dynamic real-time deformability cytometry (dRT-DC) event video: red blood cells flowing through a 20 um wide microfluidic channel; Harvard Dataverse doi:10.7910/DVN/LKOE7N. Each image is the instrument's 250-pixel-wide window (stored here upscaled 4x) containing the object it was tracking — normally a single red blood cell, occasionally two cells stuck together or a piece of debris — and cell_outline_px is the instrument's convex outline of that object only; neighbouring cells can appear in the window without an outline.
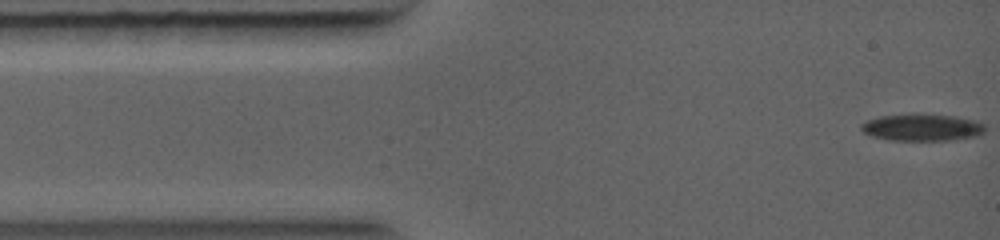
{"species": "common noctule bat (a hibernating species)", "species_latin": "Nyctalus noctula", "temperature_condition": "warm", "stored_images_in_passage": 64, "camera_frame_rate_fps": 5000, "um_per_image_px": 0.085, "animal": {"sex": "female", "body_mass_g": 19.0, "forearm_length_mm": 56.7}, "frame": {"image": 1, "passage_image": 1, "time_ms": 0.0, "image_size_px": [1000, 240], "cell_outline_px": [[984, 132], [976, 136], [948, 140], [888, 140], [872, 136], [864, 132], [860, 128], [860, 124], [868, 120], [880, 116], [912, 112], [956, 116], [976, 120], [984, 124]], "centroid_in_image_um": [78.36, 10.8], "position_along_channel_um": 6.6, "area_um2": 19.83}}
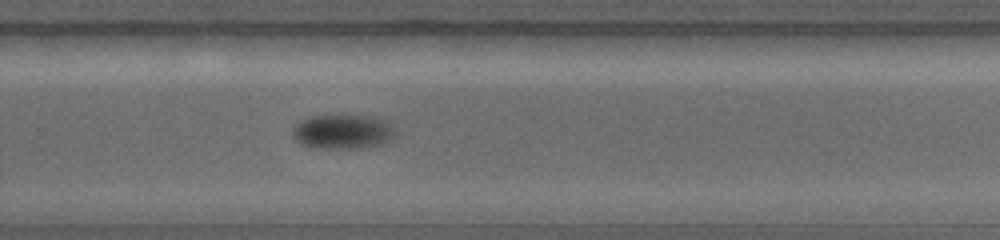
{"frame": {"image": 2, "passage_image": 37, "time_ms": 7.2, "image_size_px": [1000, 240], "cell_outline_px": [[396, 136], [392, 140], [380, 144], [356, 148], [312, 148], [300, 144], [292, 136], [292, 128], [300, 120], [312, 116], [376, 116], [388, 120], [396, 128]], "centroid_in_image_um": [29.17, 11.19], "position_along_channel_um": 300.6, "area_um2": 20.98}}
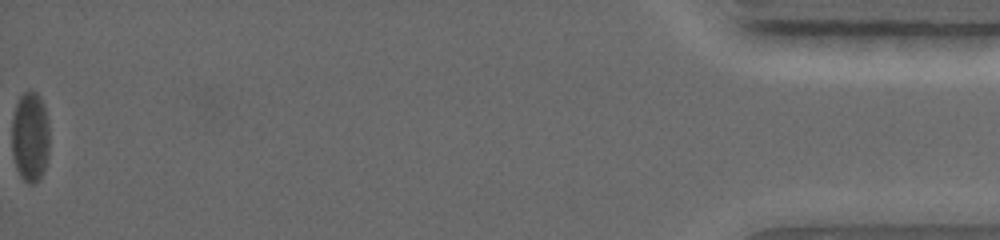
{"frame": {"image": 3, "passage_image": 64, "time_ms": 12.6, "image_size_px": [1000, 240], "cell_outline_px": [[48, 156], [44, 168], [36, 184], [28, 184], [20, 176], [16, 168], [12, 156], [12, 116], [16, 104], [20, 96], [28, 88], [32, 88], [40, 96], [44, 104], [48, 120]], "centroid_in_image_um": [2.55, 11.59], "position_along_channel_um": 432.7, "area_um2": 20.17}}